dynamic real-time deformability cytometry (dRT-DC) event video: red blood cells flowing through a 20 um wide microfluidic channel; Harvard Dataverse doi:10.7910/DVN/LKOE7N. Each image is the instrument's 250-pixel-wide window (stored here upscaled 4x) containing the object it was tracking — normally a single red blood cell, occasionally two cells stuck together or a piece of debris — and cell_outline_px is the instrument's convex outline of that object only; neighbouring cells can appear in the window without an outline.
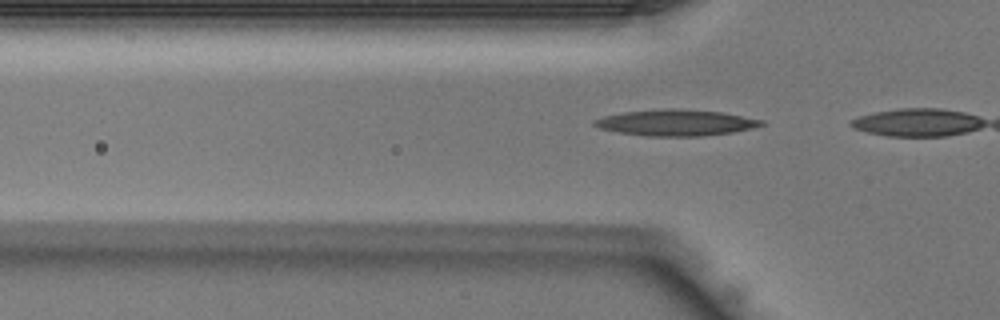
{"species": "Egyptian fruit bat (a non-hibernating species)", "species_latin": "Rousettus aegyptiacus", "temperature_condition": "warm", "stored_images_in_passage": 3, "camera_frame_rate_fps": 3000, "um_per_image_px": 0.085, "animal": {"sex": "male"}, "frame": {"image": 1, "passage_image": 3, "time_ms": 0.667, "image_size_px": [1000, 320], "cell_outline_px": [[768, 124], [752, 128], [732, 132], [700, 136], [644, 136], [616, 132], [600, 128], [592, 124], [592, 120], [604, 116], [624, 112], [668, 108], [676, 108], [720, 112], [764, 120]], "centroid_in_image_um": [57.44, 10.43], "position_along_channel_um": 68.4, "area_um2": 25.49}}